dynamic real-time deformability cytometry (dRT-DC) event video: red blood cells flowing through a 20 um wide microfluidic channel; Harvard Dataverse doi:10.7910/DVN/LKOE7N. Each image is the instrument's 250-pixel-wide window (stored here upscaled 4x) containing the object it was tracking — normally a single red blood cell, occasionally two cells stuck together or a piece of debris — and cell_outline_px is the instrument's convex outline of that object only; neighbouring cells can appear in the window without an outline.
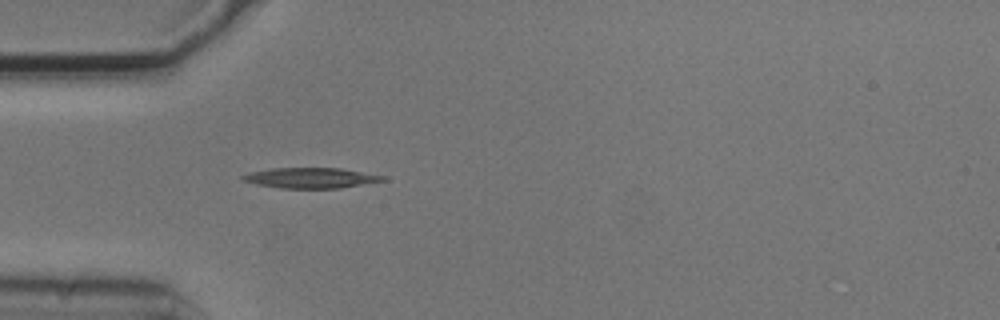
{"species": "common noctule bat (a hibernating species)", "species_latin": "Nyctalus noctula", "temperature_condition": "cold", "stored_images_in_passage": 1, "camera_frame_rate_fps": 3000, "um_per_image_px": 0.085, "animal": {"sex": "male", "body_mass_g": 20.5, "forearm_length_mm": 52.5}, "frame": {"image": 1, "passage_image": 1, "time_ms": 0.0, "image_size_px": [1000, 320], "cell_outline_px": [[388, 180], [340, 188], [280, 188], [256, 184], [240, 180], [240, 176], [252, 172], [272, 168], [340, 168], [384, 176]], "centroid_in_image_um": [26.4, 15.12], "position_along_channel_um": 58.6, "area_um2": 16.59}}